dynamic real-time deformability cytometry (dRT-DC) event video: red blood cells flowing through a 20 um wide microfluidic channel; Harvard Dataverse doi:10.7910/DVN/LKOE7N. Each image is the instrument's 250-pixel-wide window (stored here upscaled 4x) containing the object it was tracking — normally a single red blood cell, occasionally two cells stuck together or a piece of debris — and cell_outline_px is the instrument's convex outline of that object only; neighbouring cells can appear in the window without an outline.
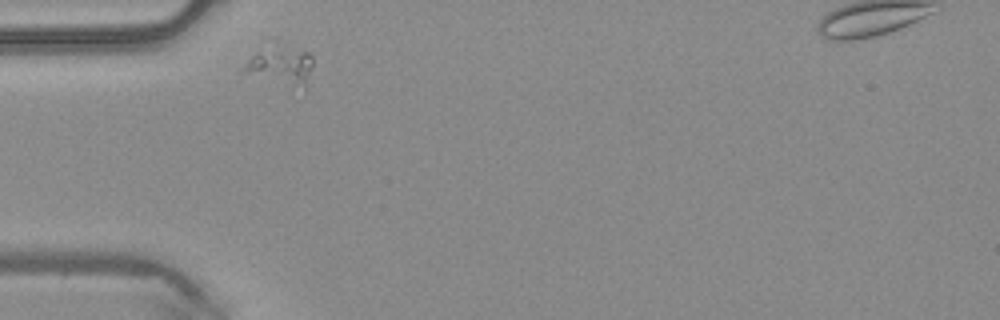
{"species": "common noctule bat (a hibernating species)", "species_latin": "Nyctalus noctula", "temperature_condition": "warm", "stored_images_in_passage": 3, "camera_frame_rate_fps": 3000, "um_per_image_px": 0.085, "animal": {"sex": "male", "body_mass_g": 20.4}, "frame": {"image": 1, "passage_image": 1, "time_ms": 0.0, "image_size_px": [1000, 320], "cell_outline_px": [[312, 64], [308, 76], [304, 84], [292, 84], [240, 72], [240, 68], [256, 52], [308, 52], [312, 56]], "centroid_in_image_um": [23.8, 5.64], "position_along_channel_um": 61.2, "area_um2": 12.89}}
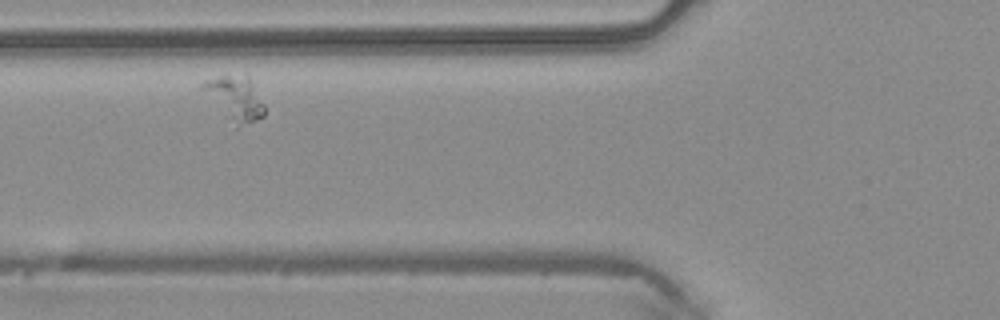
{"frame": {"image": 2, "passage_image": 2, "time_ms": 0.333, "image_size_px": [1000, 320], "cell_outline_px": [[264, 116], [256, 120], [236, 128], [200, 88], [200, 84], [204, 80], [220, 76], [248, 76], [264, 104]], "centroid_in_image_um": [19.96, 8.37], "position_along_channel_um": 105.8, "area_um2": 15.66}}
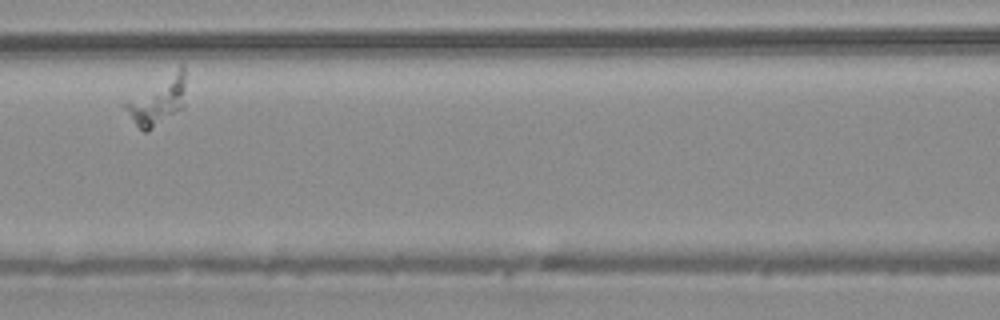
{"frame": {"image": 3, "passage_image": 3, "time_ms": 0.667, "image_size_px": [1000, 320], "cell_outline_px": [[184, 104], [180, 108], [148, 132], [144, 132], [136, 124], [120, 104], [180, 64], [184, 64]], "centroid_in_image_um": [13.37, 8.5], "position_along_channel_um": 153.2, "area_um2": 16.94}}